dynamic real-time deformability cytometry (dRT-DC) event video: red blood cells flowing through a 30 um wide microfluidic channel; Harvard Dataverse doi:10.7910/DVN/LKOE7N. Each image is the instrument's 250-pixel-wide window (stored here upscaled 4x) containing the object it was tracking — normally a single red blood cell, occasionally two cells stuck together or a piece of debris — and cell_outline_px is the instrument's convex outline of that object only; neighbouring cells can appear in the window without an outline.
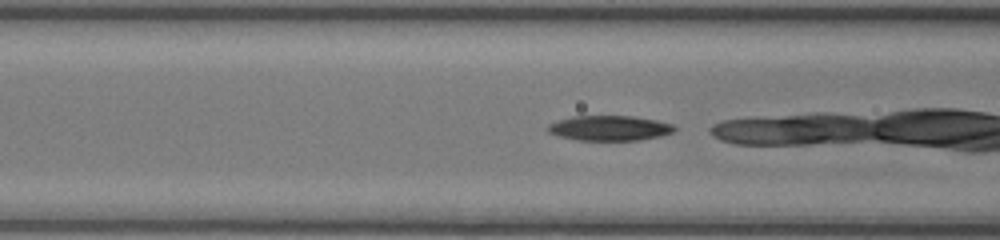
{"species": "common noctule bat (a hibernating species)", "species_latin": "Nyctalus noctula", "temperature_condition": "room temperature", "stored_images_in_passage": 36, "camera_frame_rate_fps": 3000, "um_per_image_px": 0.085, "animal": {"sex": "female", "body_mass_g": 17.0, "forearm_length_mm": 48.0}, "frame": {"image": 1, "passage_image": 16, "time_ms": 5.0, "image_size_px": [1000, 240], "cell_outline_px": [[676, 128], [672, 132], [660, 136], [640, 140], [576, 140], [560, 136], [548, 132], [548, 124], [572, 116], [632, 116], [656, 120], [672, 124]], "centroid_in_image_um": [51.81, 10.89], "position_along_channel_um": 114.8, "area_um2": 18.32}}
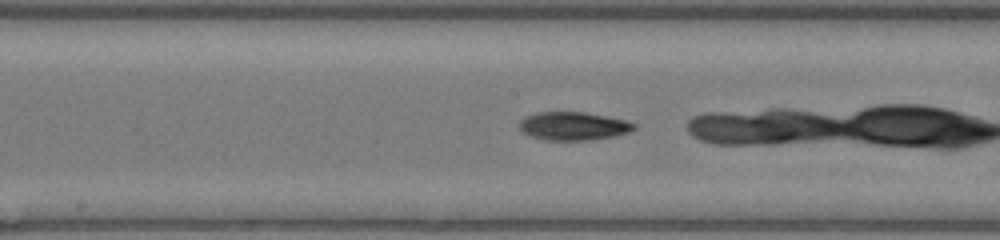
{"frame": {"image": 2, "passage_image": 22, "time_ms": 7.0, "image_size_px": [1000, 240], "cell_outline_px": [[636, 128], [628, 132], [616, 136], [592, 140], [548, 140], [532, 136], [524, 132], [520, 128], [520, 120], [536, 112], [584, 112], [628, 120], [636, 124]], "centroid_in_image_um": [48.8, 10.71], "position_along_channel_um": 199.4, "area_um2": 18.84}, "authors_computed_cell_mechanics": {"area_um2": 18.9873, "velocity_mm_per_s": 4.2249, "shape_relaxation_time_tau1_ms": 6.6459, "shape_relaxation_time_tau2_ms": 3.175, "deformation_change_tau1": 0.2094, "deformation_change_tau2": 0.0871}}